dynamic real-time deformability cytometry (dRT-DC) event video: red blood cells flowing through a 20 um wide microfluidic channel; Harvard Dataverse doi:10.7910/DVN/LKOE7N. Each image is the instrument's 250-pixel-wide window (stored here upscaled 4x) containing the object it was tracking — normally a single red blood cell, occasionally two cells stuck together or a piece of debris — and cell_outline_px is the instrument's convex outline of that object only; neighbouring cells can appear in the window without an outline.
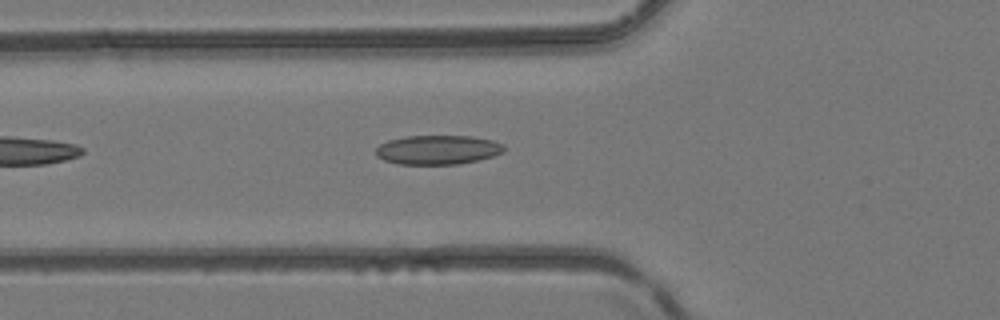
{"species": "common noctule bat (a hibernating species)", "species_latin": "Nyctalus noctula", "temperature_condition": "room temperature", "stored_images_in_passage": 5, "camera_frame_rate_fps": 3000, "um_per_image_px": 0.085, "animal": {"sex": "female", "body_mass_g": 24.6, "forearm_length_mm": 56.2}, "frame": {"image": 1, "passage_image": 5, "time_ms": 1.333, "image_size_px": [1000, 320], "cell_outline_px": [[504, 152], [480, 160], [460, 164], [400, 164], [384, 160], [376, 156], [376, 148], [380, 144], [388, 140], [408, 136], [472, 136], [492, 140], [504, 144]], "centroid_in_image_um": [37.23, 12.73], "position_along_channel_um": 88.6, "area_um2": 21.91}}